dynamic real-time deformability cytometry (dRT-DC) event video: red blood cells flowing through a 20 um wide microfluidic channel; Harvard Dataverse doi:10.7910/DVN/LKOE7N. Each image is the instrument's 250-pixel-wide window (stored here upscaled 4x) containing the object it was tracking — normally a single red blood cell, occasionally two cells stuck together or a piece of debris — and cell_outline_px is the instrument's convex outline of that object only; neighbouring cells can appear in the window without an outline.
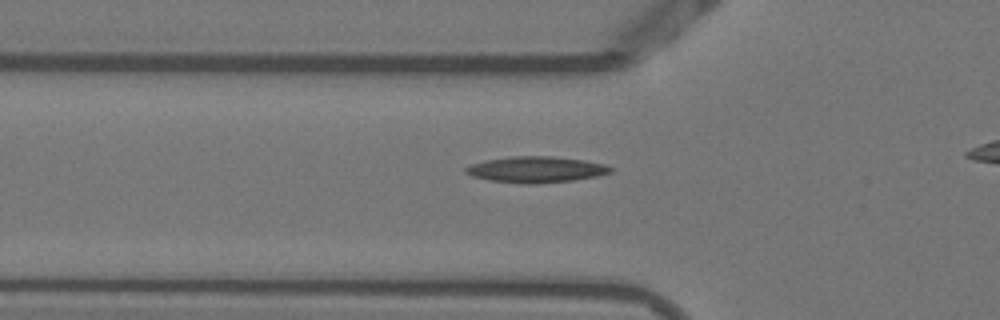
{"species": "Egyptian fruit bat (a non-hibernating species)", "species_latin": "Rousettus aegyptiacus", "temperature_condition": "warm", "stored_images_in_passage": 39, "camera_frame_rate_fps": 3000, "um_per_image_px": 0.085, "animal": {"sex": "female"}, "frame": {"image": 1, "passage_image": 13, "time_ms": 4.0, "image_size_px": [1000, 320], "cell_outline_px": [[616, 168], [612, 172], [596, 176], [572, 180], [536, 184], [524, 184], [488, 180], [472, 176], [464, 172], [464, 168], [472, 164], [484, 160], [512, 156], [552, 156], [584, 160], [604, 164]], "centroid_in_image_um": [45.56, 14.41], "position_along_channel_um": 80.2, "area_um2": 22.14}}
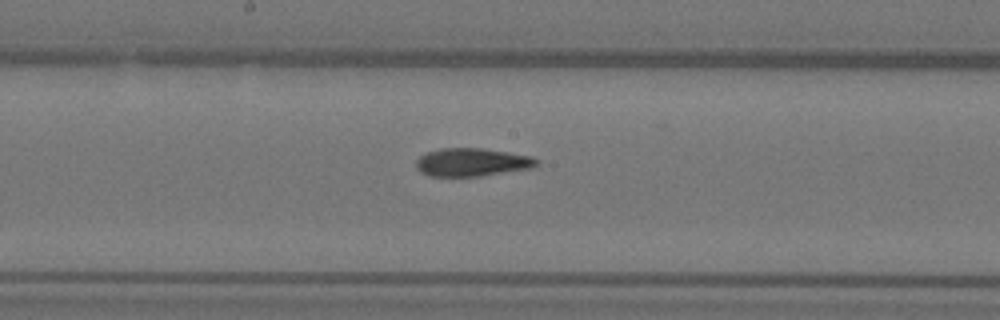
{"frame": {"image": 2, "passage_image": 23, "time_ms": 7.333, "image_size_px": [1000, 320], "cell_outline_px": [[540, 164], [532, 168], [480, 176], [428, 176], [420, 172], [416, 168], [416, 160], [420, 156], [428, 152], [440, 148], [480, 148], [508, 152], [532, 156], [540, 160]], "centroid_in_image_um": [40.14, 13.79], "position_along_channel_um": 208.1, "area_um2": 19.88}}
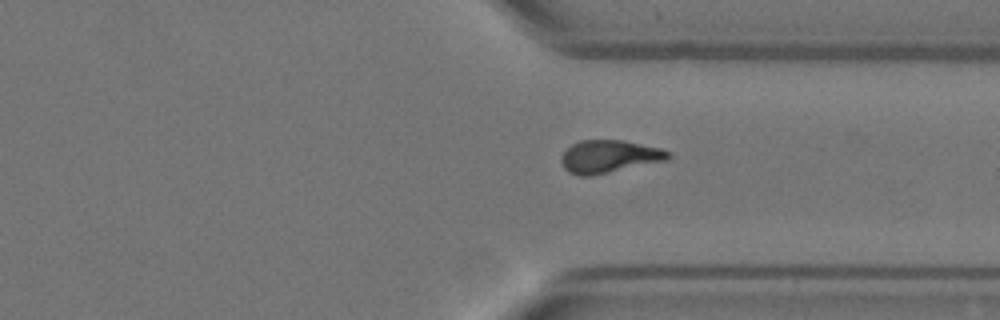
{"frame": {"image": 3, "passage_image": 35, "time_ms": 11.333, "image_size_px": [1000, 320], "cell_outline_px": [[672, 156], [668, 160], [592, 176], [580, 176], [568, 172], [564, 168], [560, 160], [560, 156], [572, 144], [580, 140], [620, 140], [660, 148], [672, 152]], "centroid_in_image_um": [51.78, 13.31], "position_along_channel_um": 359.6, "area_um2": 20.52}}